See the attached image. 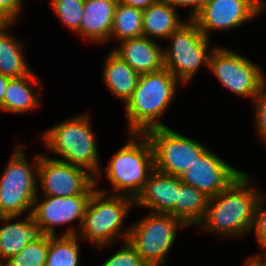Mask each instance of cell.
I'll list each match as a JSON object with an SVG mask.
<instances>
[{
	"instance_id": "1",
	"label": "cell",
	"mask_w": 266,
	"mask_h": 266,
	"mask_svg": "<svg viewBox=\"0 0 266 266\" xmlns=\"http://www.w3.org/2000/svg\"><path fill=\"white\" fill-rule=\"evenodd\" d=\"M253 183L244 172L227 189L209 198L205 215L197 226L222 237H244L251 231L260 193Z\"/></svg>"
},
{
	"instance_id": "2",
	"label": "cell",
	"mask_w": 266,
	"mask_h": 266,
	"mask_svg": "<svg viewBox=\"0 0 266 266\" xmlns=\"http://www.w3.org/2000/svg\"><path fill=\"white\" fill-rule=\"evenodd\" d=\"M181 82L167 69L140 74L137 86L125 103L129 133H146L158 127H167L159 121L176 97Z\"/></svg>"
},
{
	"instance_id": "3",
	"label": "cell",
	"mask_w": 266,
	"mask_h": 266,
	"mask_svg": "<svg viewBox=\"0 0 266 266\" xmlns=\"http://www.w3.org/2000/svg\"><path fill=\"white\" fill-rule=\"evenodd\" d=\"M106 193L100 188L93 191L86 205L79 233L76 234L97 248L112 246L119 237L126 241L130 232V226L125 231L122 227L134 199Z\"/></svg>"
},
{
	"instance_id": "4",
	"label": "cell",
	"mask_w": 266,
	"mask_h": 266,
	"mask_svg": "<svg viewBox=\"0 0 266 266\" xmlns=\"http://www.w3.org/2000/svg\"><path fill=\"white\" fill-rule=\"evenodd\" d=\"M86 114L69 117L57 123L41 134V138L49 152L63 158L54 159L82 167L94 177H98L102 171L99 151L91 128L90 116Z\"/></svg>"
},
{
	"instance_id": "5",
	"label": "cell",
	"mask_w": 266,
	"mask_h": 266,
	"mask_svg": "<svg viewBox=\"0 0 266 266\" xmlns=\"http://www.w3.org/2000/svg\"><path fill=\"white\" fill-rule=\"evenodd\" d=\"M129 135L128 142L110 158L105 171L113 187L110 194L135 199L155 170L154 151L146 133Z\"/></svg>"
},
{
	"instance_id": "6",
	"label": "cell",
	"mask_w": 266,
	"mask_h": 266,
	"mask_svg": "<svg viewBox=\"0 0 266 266\" xmlns=\"http://www.w3.org/2000/svg\"><path fill=\"white\" fill-rule=\"evenodd\" d=\"M22 148L21 144L14 148L0 177V216L20 218L26 211V214H31L34 200L40 191L37 187L39 155H35L33 163H30Z\"/></svg>"
},
{
	"instance_id": "7",
	"label": "cell",
	"mask_w": 266,
	"mask_h": 266,
	"mask_svg": "<svg viewBox=\"0 0 266 266\" xmlns=\"http://www.w3.org/2000/svg\"><path fill=\"white\" fill-rule=\"evenodd\" d=\"M187 21L166 39L171 41L170 47L163 48L164 66L181 84L191 82L202 65L208 67L211 54L210 40L192 19Z\"/></svg>"
},
{
	"instance_id": "8",
	"label": "cell",
	"mask_w": 266,
	"mask_h": 266,
	"mask_svg": "<svg viewBox=\"0 0 266 266\" xmlns=\"http://www.w3.org/2000/svg\"><path fill=\"white\" fill-rule=\"evenodd\" d=\"M187 227L170 214L150 212L133 225L127 241L149 266H162L175 242L177 229Z\"/></svg>"
},
{
	"instance_id": "9",
	"label": "cell",
	"mask_w": 266,
	"mask_h": 266,
	"mask_svg": "<svg viewBox=\"0 0 266 266\" xmlns=\"http://www.w3.org/2000/svg\"><path fill=\"white\" fill-rule=\"evenodd\" d=\"M210 51L208 69L214 77L231 93L254 101L266 82L261 68L234 50L216 46Z\"/></svg>"
},
{
	"instance_id": "10",
	"label": "cell",
	"mask_w": 266,
	"mask_h": 266,
	"mask_svg": "<svg viewBox=\"0 0 266 266\" xmlns=\"http://www.w3.org/2000/svg\"><path fill=\"white\" fill-rule=\"evenodd\" d=\"M146 135L153 147L155 170L175 177H180L208 148L168 126L150 129Z\"/></svg>"
},
{
	"instance_id": "11",
	"label": "cell",
	"mask_w": 266,
	"mask_h": 266,
	"mask_svg": "<svg viewBox=\"0 0 266 266\" xmlns=\"http://www.w3.org/2000/svg\"><path fill=\"white\" fill-rule=\"evenodd\" d=\"M37 180L43 196L91 195L98 185L97 177L86 169L41 154Z\"/></svg>"
},
{
	"instance_id": "12",
	"label": "cell",
	"mask_w": 266,
	"mask_h": 266,
	"mask_svg": "<svg viewBox=\"0 0 266 266\" xmlns=\"http://www.w3.org/2000/svg\"><path fill=\"white\" fill-rule=\"evenodd\" d=\"M263 0H208L200 12L192 19L203 35L210 39L214 31L240 28L265 10Z\"/></svg>"
},
{
	"instance_id": "13",
	"label": "cell",
	"mask_w": 266,
	"mask_h": 266,
	"mask_svg": "<svg viewBox=\"0 0 266 266\" xmlns=\"http://www.w3.org/2000/svg\"><path fill=\"white\" fill-rule=\"evenodd\" d=\"M38 195L34 200L31 215L44 234L57 236L55 226H63L77 220L79 221L78 229L72 226L61 234V236L76 235L81 227L85 208L91 195L41 196L40 199L43 200H40Z\"/></svg>"
},
{
	"instance_id": "14",
	"label": "cell",
	"mask_w": 266,
	"mask_h": 266,
	"mask_svg": "<svg viewBox=\"0 0 266 266\" xmlns=\"http://www.w3.org/2000/svg\"><path fill=\"white\" fill-rule=\"evenodd\" d=\"M244 172L228 165L206 149L180 176L182 183L203 192L209 198L227 189Z\"/></svg>"
},
{
	"instance_id": "15",
	"label": "cell",
	"mask_w": 266,
	"mask_h": 266,
	"mask_svg": "<svg viewBox=\"0 0 266 266\" xmlns=\"http://www.w3.org/2000/svg\"><path fill=\"white\" fill-rule=\"evenodd\" d=\"M181 184L180 177L154 170L134 199V204L150 208V212L153 213L170 214L175 217V203Z\"/></svg>"
},
{
	"instance_id": "16",
	"label": "cell",
	"mask_w": 266,
	"mask_h": 266,
	"mask_svg": "<svg viewBox=\"0 0 266 266\" xmlns=\"http://www.w3.org/2000/svg\"><path fill=\"white\" fill-rule=\"evenodd\" d=\"M119 43L120 46L112 52L139 74L159 71L165 67L164 47L155 40L141 36Z\"/></svg>"
},
{
	"instance_id": "17",
	"label": "cell",
	"mask_w": 266,
	"mask_h": 266,
	"mask_svg": "<svg viewBox=\"0 0 266 266\" xmlns=\"http://www.w3.org/2000/svg\"><path fill=\"white\" fill-rule=\"evenodd\" d=\"M18 216H0V263L19 253L28 243L42 239L45 234L31 214L21 221L10 223Z\"/></svg>"
},
{
	"instance_id": "18",
	"label": "cell",
	"mask_w": 266,
	"mask_h": 266,
	"mask_svg": "<svg viewBox=\"0 0 266 266\" xmlns=\"http://www.w3.org/2000/svg\"><path fill=\"white\" fill-rule=\"evenodd\" d=\"M117 0H85L79 36L99 44L110 41Z\"/></svg>"
},
{
	"instance_id": "19",
	"label": "cell",
	"mask_w": 266,
	"mask_h": 266,
	"mask_svg": "<svg viewBox=\"0 0 266 266\" xmlns=\"http://www.w3.org/2000/svg\"><path fill=\"white\" fill-rule=\"evenodd\" d=\"M40 82L38 75L36 76L33 71L22 77L10 78L0 111L24 114L38 107L40 105V98L37 96L41 94L39 91Z\"/></svg>"
},
{
	"instance_id": "20",
	"label": "cell",
	"mask_w": 266,
	"mask_h": 266,
	"mask_svg": "<svg viewBox=\"0 0 266 266\" xmlns=\"http://www.w3.org/2000/svg\"><path fill=\"white\" fill-rule=\"evenodd\" d=\"M178 9L167 0H158L143 11V36L149 39H167L186 21L181 20ZM183 21V22H182ZM155 38V39H154Z\"/></svg>"
},
{
	"instance_id": "21",
	"label": "cell",
	"mask_w": 266,
	"mask_h": 266,
	"mask_svg": "<svg viewBox=\"0 0 266 266\" xmlns=\"http://www.w3.org/2000/svg\"><path fill=\"white\" fill-rule=\"evenodd\" d=\"M102 75L107 89L124 104L131 97L140 76L112 51L106 55Z\"/></svg>"
},
{
	"instance_id": "22",
	"label": "cell",
	"mask_w": 266,
	"mask_h": 266,
	"mask_svg": "<svg viewBox=\"0 0 266 266\" xmlns=\"http://www.w3.org/2000/svg\"><path fill=\"white\" fill-rule=\"evenodd\" d=\"M12 25L14 23H0V74L18 78L29 74L32 69L24 57L25 45L8 31Z\"/></svg>"
},
{
	"instance_id": "23",
	"label": "cell",
	"mask_w": 266,
	"mask_h": 266,
	"mask_svg": "<svg viewBox=\"0 0 266 266\" xmlns=\"http://www.w3.org/2000/svg\"><path fill=\"white\" fill-rule=\"evenodd\" d=\"M209 197L196 188L182 183L178 188L175 203V217L180 219L187 228L197 226L203 219Z\"/></svg>"
},
{
	"instance_id": "24",
	"label": "cell",
	"mask_w": 266,
	"mask_h": 266,
	"mask_svg": "<svg viewBox=\"0 0 266 266\" xmlns=\"http://www.w3.org/2000/svg\"><path fill=\"white\" fill-rule=\"evenodd\" d=\"M143 11L117 3L113 15L110 40L119 42L143 36Z\"/></svg>"
},
{
	"instance_id": "25",
	"label": "cell",
	"mask_w": 266,
	"mask_h": 266,
	"mask_svg": "<svg viewBox=\"0 0 266 266\" xmlns=\"http://www.w3.org/2000/svg\"><path fill=\"white\" fill-rule=\"evenodd\" d=\"M77 235L49 236L46 266H80Z\"/></svg>"
},
{
	"instance_id": "26",
	"label": "cell",
	"mask_w": 266,
	"mask_h": 266,
	"mask_svg": "<svg viewBox=\"0 0 266 266\" xmlns=\"http://www.w3.org/2000/svg\"><path fill=\"white\" fill-rule=\"evenodd\" d=\"M49 235L34 243H28L19 253L7 259L4 266H46Z\"/></svg>"
},
{
	"instance_id": "27",
	"label": "cell",
	"mask_w": 266,
	"mask_h": 266,
	"mask_svg": "<svg viewBox=\"0 0 266 266\" xmlns=\"http://www.w3.org/2000/svg\"><path fill=\"white\" fill-rule=\"evenodd\" d=\"M52 9L58 19L75 34L79 28L84 12L85 0H50Z\"/></svg>"
},
{
	"instance_id": "28",
	"label": "cell",
	"mask_w": 266,
	"mask_h": 266,
	"mask_svg": "<svg viewBox=\"0 0 266 266\" xmlns=\"http://www.w3.org/2000/svg\"><path fill=\"white\" fill-rule=\"evenodd\" d=\"M120 248L101 266H149L127 240Z\"/></svg>"
},
{
	"instance_id": "29",
	"label": "cell",
	"mask_w": 266,
	"mask_h": 266,
	"mask_svg": "<svg viewBox=\"0 0 266 266\" xmlns=\"http://www.w3.org/2000/svg\"><path fill=\"white\" fill-rule=\"evenodd\" d=\"M255 112L254 125L256 126V135L260 136L266 144V82L262 85L258 95L253 101Z\"/></svg>"
},
{
	"instance_id": "30",
	"label": "cell",
	"mask_w": 266,
	"mask_h": 266,
	"mask_svg": "<svg viewBox=\"0 0 266 266\" xmlns=\"http://www.w3.org/2000/svg\"><path fill=\"white\" fill-rule=\"evenodd\" d=\"M265 193H259L256 205L253 224L251 230L254 229L256 240L259 243V246L266 244V208L264 209L265 203Z\"/></svg>"
},
{
	"instance_id": "31",
	"label": "cell",
	"mask_w": 266,
	"mask_h": 266,
	"mask_svg": "<svg viewBox=\"0 0 266 266\" xmlns=\"http://www.w3.org/2000/svg\"><path fill=\"white\" fill-rule=\"evenodd\" d=\"M24 0H0V23H15L22 12Z\"/></svg>"
},
{
	"instance_id": "32",
	"label": "cell",
	"mask_w": 266,
	"mask_h": 266,
	"mask_svg": "<svg viewBox=\"0 0 266 266\" xmlns=\"http://www.w3.org/2000/svg\"><path fill=\"white\" fill-rule=\"evenodd\" d=\"M174 8L191 7V13L188 19H193L208 2V0H167Z\"/></svg>"
},
{
	"instance_id": "33",
	"label": "cell",
	"mask_w": 266,
	"mask_h": 266,
	"mask_svg": "<svg viewBox=\"0 0 266 266\" xmlns=\"http://www.w3.org/2000/svg\"><path fill=\"white\" fill-rule=\"evenodd\" d=\"M158 0H117L121 5L131 6L135 9L146 10L150 5L156 3Z\"/></svg>"
},
{
	"instance_id": "34",
	"label": "cell",
	"mask_w": 266,
	"mask_h": 266,
	"mask_svg": "<svg viewBox=\"0 0 266 266\" xmlns=\"http://www.w3.org/2000/svg\"><path fill=\"white\" fill-rule=\"evenodd\" d=\"M10 77L0 74V108L3 105L4 94Z\"/></svg>"
},
{
	"instance_id": "35",
	"label": "cell",
	"mask_w": 266,
	"mask_h": 266,
	"mask_svg": "<svg viewBox=\"0 0 266 266\" xmlns=\"http://www.w3.org/2000/svg\"><path fill=\"white\" fill-rule=\"evenodd\" d=\"M244 266H262L261 262L256 258L255 255L250 256L244 263Z\"/></svg>"
},
{
	"instance_id": "36",
	"label": "cell",
	"mask_w": 266,
	"mask_h": 266,
	"mask_svg": "<svg viewBox=\"0 0 266 266\" xmlns=\"http://www.w3.org/2000/svg\"><path fill=\"white\" fill-rule=\"evenodd\" d=\"M260 247H262V249L264 248L265 250L264 251H266V244H264V245H262V246H260ZM266 253V252H265ZM265 253H264V257L262 256V254H257V255H255L256 256V258H258V260L261 262V264H262V266H266V255H265ZM264 258V259H263Z\"/></svg>"
}]
</instances>
